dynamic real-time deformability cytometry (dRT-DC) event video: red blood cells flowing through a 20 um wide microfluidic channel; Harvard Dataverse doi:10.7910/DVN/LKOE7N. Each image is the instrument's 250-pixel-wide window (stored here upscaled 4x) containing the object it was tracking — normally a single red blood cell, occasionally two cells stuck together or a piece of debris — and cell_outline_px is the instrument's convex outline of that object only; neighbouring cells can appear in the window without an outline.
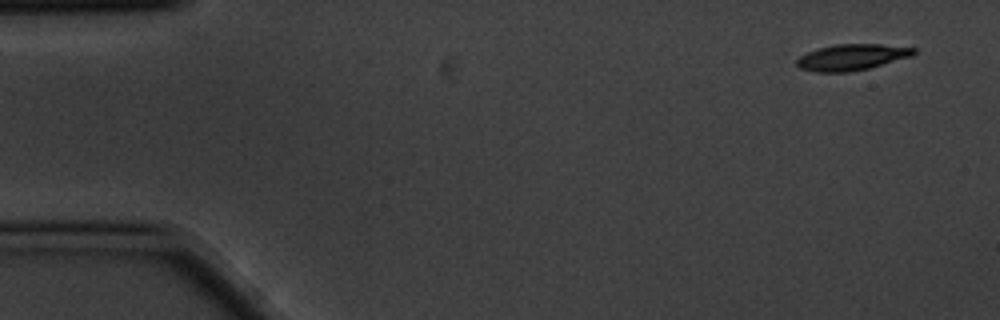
{"species": "common noctule bat (a hibernating species)", "species_latin": "Nyctalus noctula", "temperature_condition": "cold", "stored_images_in_passage": 6, "segment_of_instrument_passage": [1, 2], "camera_frame_rate_fps": 3000, "um_per_image_px": 0.085, "animal": {"sex": "male", "body_mass_g": 20.1, "forearm_length_mm": 53.5}, "frame": {"image": 1, "passage_image": 1, "time_ms": 0.0, "image_size_px": [1000, 320], "cell_outline_px": [[916, 52], [912, 56], [868, 68], [848, 72], [816, 72], [800, 68], [796, 64], [796, 60], [800, 56], [808, 52], [820, 48], [836, 44], [880, 44], [916, 48]], "centroid_in_image_um": [72.4, 4.86], "position_along_channel_um": 12.6, "area_um2": 17.63}}
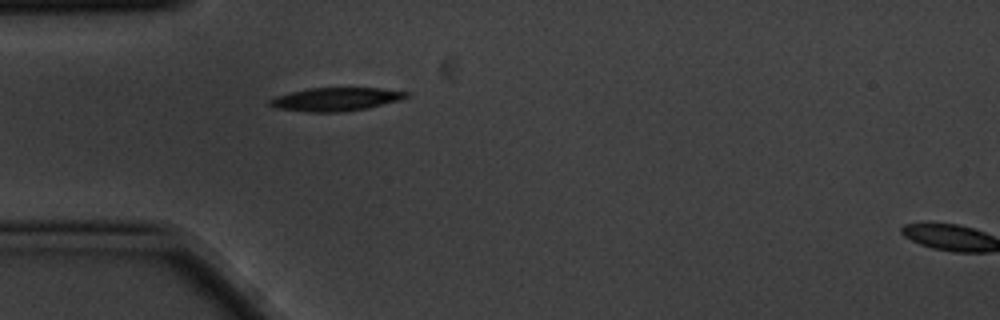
{"frame": {"image": 2, "passage_image": 5, "time_ms": 1.333, "image_size_px": [1000, 320], "cell_outline_px": [[408, 96], [396, 100], [368, 108], [340, 112], [304, 112], [276, 108], [268, 104], [268, 100], [276, 96], [308, 88], [380, 88], [408, 92]], "centroid_in_image_um": [28.47, 8.44], "position_along_channel_um": 56.5, "area_um2": 18.38}}